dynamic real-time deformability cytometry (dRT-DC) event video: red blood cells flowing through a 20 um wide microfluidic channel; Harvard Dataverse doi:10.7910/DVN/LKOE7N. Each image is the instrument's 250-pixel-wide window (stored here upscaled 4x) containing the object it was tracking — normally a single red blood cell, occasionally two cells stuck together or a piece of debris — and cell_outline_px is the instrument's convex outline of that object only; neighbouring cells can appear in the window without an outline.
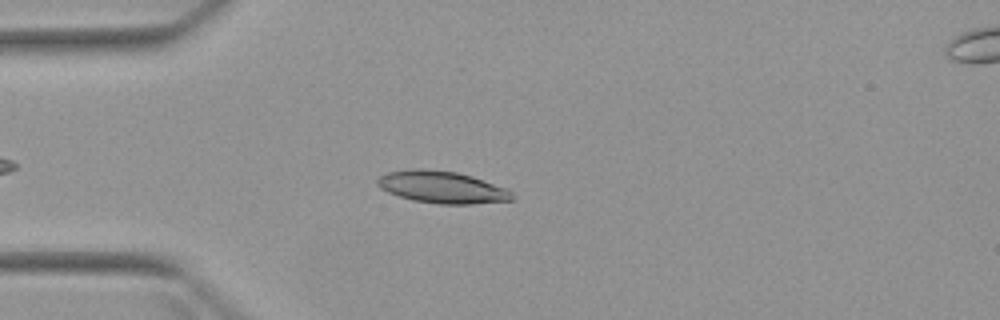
{"species": "Egyptian fruit bat (a non-hibernating species)", "species_latin": "Rousettus aegyptiacus", "temperature_condition": "warm", "stored_images_in_passage": 4, "camera_frame_rate_fps": 3000, "um_per_image_px": 0.085, "animal": {"sex": "female"}, "frame": {"image": 1, "passage_image": 3, "time_ms": 2.333, "image_size_px": [1000, 320], "cell_outline_px": [[516, 196], [512, 200], [472, 204], [440, 204], [412, 200], [388, 192], [380, 188], [376, 184], [376, 180], [380, 176], [388, 172], [412, 168], [420, 168], [456, 172], [472, 176], [508, 188]], "centroid_in_image_um": [37.59, 15.91], "position_along_channel_um": 47.4, "area_um2": 25.32}}